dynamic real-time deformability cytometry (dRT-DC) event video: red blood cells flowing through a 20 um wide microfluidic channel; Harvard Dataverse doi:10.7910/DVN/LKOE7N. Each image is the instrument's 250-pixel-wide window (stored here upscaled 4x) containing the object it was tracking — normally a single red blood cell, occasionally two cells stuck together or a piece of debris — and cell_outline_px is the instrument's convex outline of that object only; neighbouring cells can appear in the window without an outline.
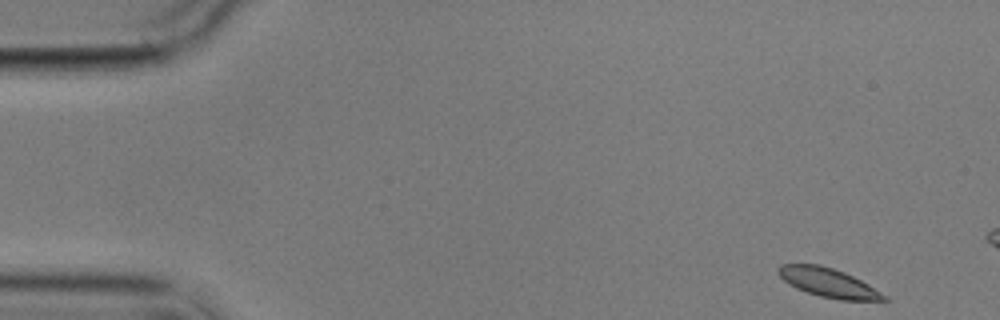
{"species": "common noctule bat (a hibernating species)", "species_latin": "Nyctalus noctula", "temperature_condition": "cold", "stored_images_in_passage": 4, "camera_frame_rate_fps": 3000, "um_per_image_px": 0.085, "animal": {"sex": "male", "body_mass_g": 17.9}, "frame": {"image": 1, "passage_image": 1, "time_ms": 0.0, "image_size_px": [1000, 320], "cell_outline_px": [[888, 300], [840, 300], [820, 296], [796, 288], [788, 284], [776, 272], [776, 268], [780, 264], [820, 264], [844, 272], [868, 284], [888, 296]], "centroid_in_image_um": [70.38, 24.02], "position_along_channel_um": 14.6, "area_um2": 17.8}}